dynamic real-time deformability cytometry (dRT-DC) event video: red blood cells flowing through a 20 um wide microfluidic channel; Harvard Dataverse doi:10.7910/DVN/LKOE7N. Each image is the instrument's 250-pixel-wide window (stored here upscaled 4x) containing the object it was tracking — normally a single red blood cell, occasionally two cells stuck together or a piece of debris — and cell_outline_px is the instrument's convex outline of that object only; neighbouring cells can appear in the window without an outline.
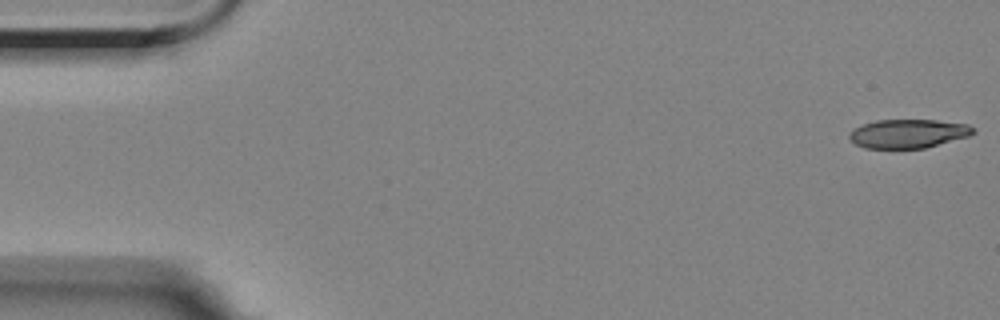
{"species": "Egyptian fruit bat (a non-hibernating species)", "species_latin": "Rousettus aegyptiacus", "temperature_condition": "room temperature", "stored_images_in_passage": 56, "camera_frame_rate_fps": 3000, "um_per_image_px": 0.085, "animal": {"sex": "female"}, "frame": {"image": 1, "passage_image": 1, "time_ms": 0.0, "image_size_px": [1000, 320], "cell_outline_px": [[976, 132], [968, 136], [924, 148], [864, 148], [856, 144], [848, 136], [856, 128], [864, 124], [876, 120], [936, 120], [968, 124]], "centroid_in_image_um": [77.21, 11.35], "position_along_channel_um": 7.8, "area_um2": 20.46}}
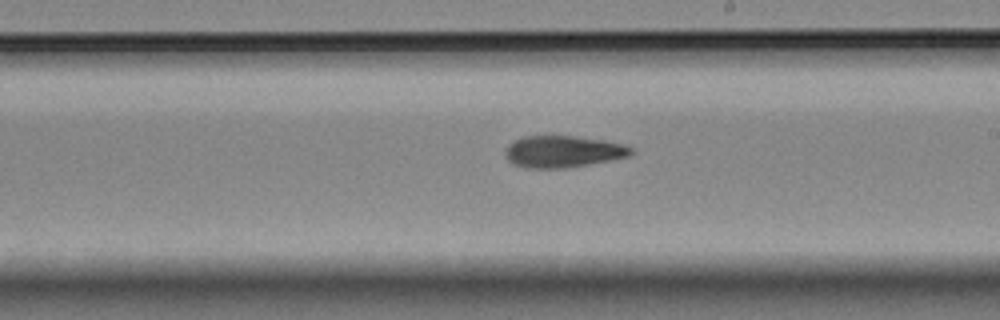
{"frame": {"image": 2, "passage_image": 32, "time_ms": 10.333, "image_size_px": [1000, 320], "cell_outline_px": [[636, 152], [628, 156], [608, 160], [564, 168], [524, 168], [512, 164], [504, 156], [504, 152], [508, 144], [524, 136], [572, 136], [604, 140], [624, 144], [632, 148]], "centroid_in_image_um": [47.82, 12.88], "position_along_channel_um": 241.2, "area_um2": 23.24}}
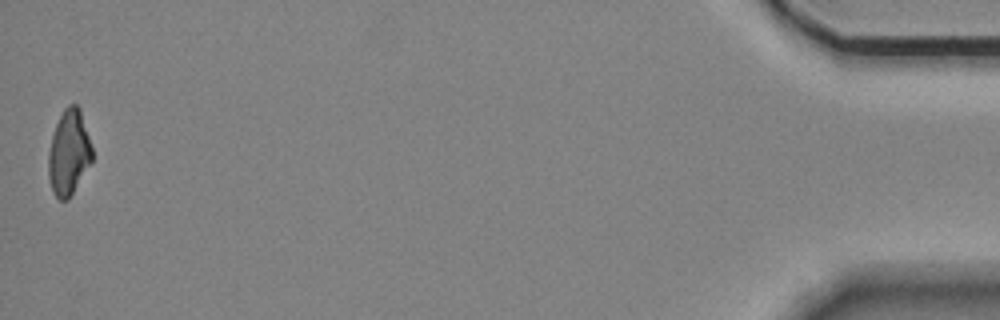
{"frame": {"image": 3, "passage_image": 56, "time_ms": 18.333, "image_size_px": [1000, 320], "cell_outline_px": [[92, 160], [68, 200], [60, 200], [56, 196], [52, 188], [48, 176], [48, 152], [52, 136], [56, 124], [64, 108], [68, 104], [76, 104], [80, 108], [92, 148]], "centroid_in_image_um": [5.84, 12.95], "position_along_channel_um": 429.4, "area_um2": 21.44}, "authors_computed_cell_mechanics": {"area_um2": 22.9466, "velocity_mm_per_s": 3.5167, "shape_relaxation_time_tau1_ms": null, "shape_relaxation_time_tau2_ms": 5.7996, "deformation_change_tau1": null, "deformation_change_tau2": 0.1469}}